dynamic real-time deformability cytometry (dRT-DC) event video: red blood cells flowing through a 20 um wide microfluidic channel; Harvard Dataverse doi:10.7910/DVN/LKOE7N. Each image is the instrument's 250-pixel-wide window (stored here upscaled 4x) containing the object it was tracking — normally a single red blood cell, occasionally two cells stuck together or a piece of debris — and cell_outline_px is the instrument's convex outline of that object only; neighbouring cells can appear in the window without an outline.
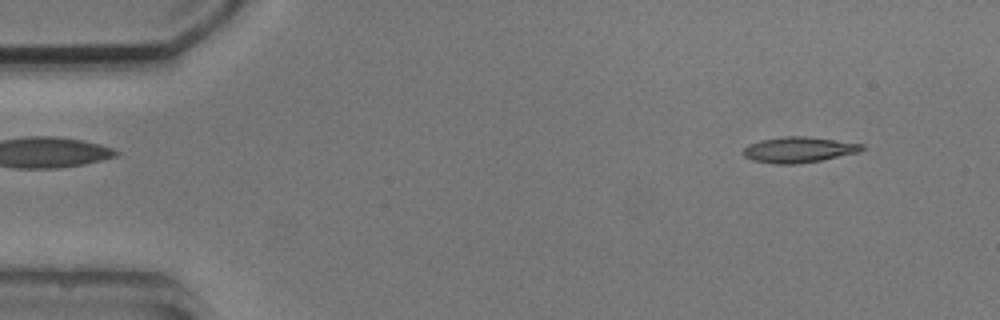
{"species": "common noctule bat (a hibernating species)", "species_latin": "Nyctalus noctula", "temperature_condition": "cold", "stored_images_in_passage": 3, "camera_frame_rate_fps": 3000, "um_per_image_px": 0.085, "animal": {"sex": "male", "body_mass_g": 20.5, "forearm_length_mm": 52.5}, "frame": {"image": 1, "passage_image": 1, "time_ms": 0.0, "image_size_px": [1000, 320], "cell_outline_px": [[864, 148], [860, 152], [820, 160], [796, 164], [772, 164], [752, 160], [744, 156], [740, 152], [748, 144], [760, 140], [784, 136], [808, 136], [864, 144]], "centroid_in_image_um": [67.85, 12.72], "position_along_channel_um": 17.1, "area_um2": 17.92}}